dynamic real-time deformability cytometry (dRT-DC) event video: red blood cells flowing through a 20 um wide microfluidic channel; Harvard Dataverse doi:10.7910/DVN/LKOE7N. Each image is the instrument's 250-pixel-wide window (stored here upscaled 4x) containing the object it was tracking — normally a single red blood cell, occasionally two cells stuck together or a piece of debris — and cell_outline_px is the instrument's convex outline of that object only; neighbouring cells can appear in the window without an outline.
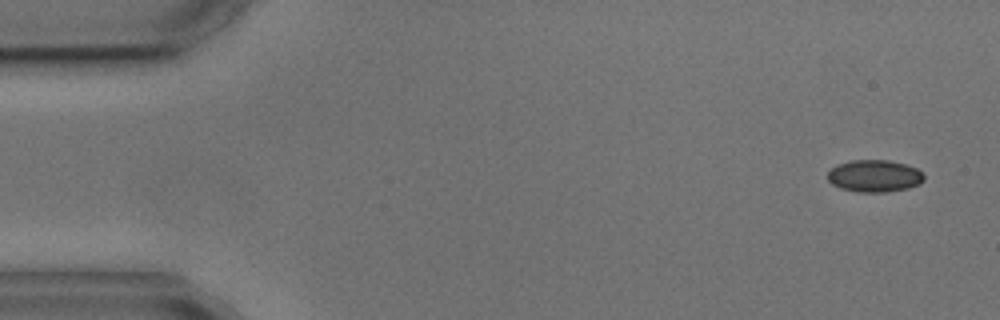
{"species": "common noctule bat (a hibernating species)", "species_latin": "Nyctalus noctula", "temperature_condition": "cold", "stored_images_in_passage": 4, "camera_frame_rate_fps": 3000, "um_per_image_px": 0.085, "animal": {"sex": "male", "body_mass_g": 17.9, "forearm_length_mm": 54.2}, "frame": {"image": 1, "passage_image": 1, "time_ms": 0.0, "image_size_px": [1000, 320], "cell_outline_px": [[924, 180], [920, 184], [908, 188], [884, 192], [860, 192], [840, 188], [832, 184], [828, 180], [828, 172], [836, 164], [852, 160], [888, 160], [908, 164], [924, 172]], "centroid_in_image_um": [74.35, 14.95], "position_along_channel_um": 10.6, "area_um2": 18.21}}
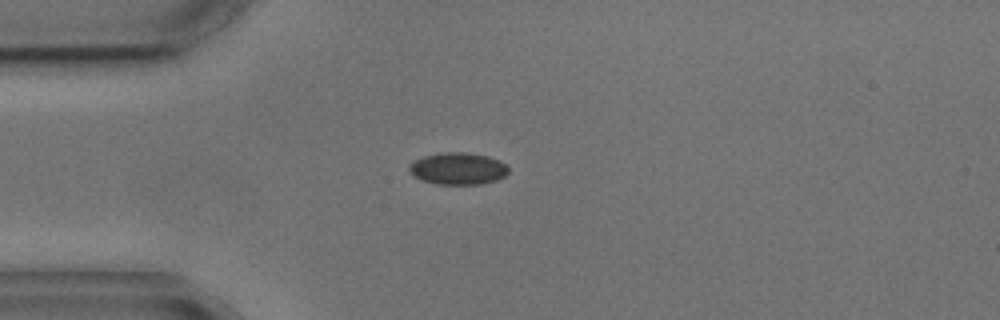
{"frame": {"image": 2, "passage_image": 4, "time_ms": 3.667, "image_size_px": [1000, 320], "cell_outline_px": [[508, 172], [504, 176], [496, 180], [480, 184], [436, 184], [412, 176], [408, 172], [408, 168], [416, 160], [424, 156], [444, 152], [464, 152], [488, 156], [500, 160], [508, 168]], "centroid_in_image_um": [38.92, 14.33], "position_along_channel_um": 46.1, "area_um2": 18.38}}